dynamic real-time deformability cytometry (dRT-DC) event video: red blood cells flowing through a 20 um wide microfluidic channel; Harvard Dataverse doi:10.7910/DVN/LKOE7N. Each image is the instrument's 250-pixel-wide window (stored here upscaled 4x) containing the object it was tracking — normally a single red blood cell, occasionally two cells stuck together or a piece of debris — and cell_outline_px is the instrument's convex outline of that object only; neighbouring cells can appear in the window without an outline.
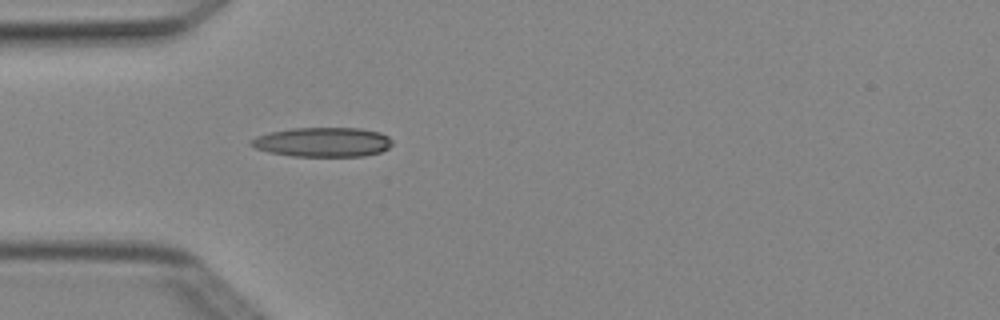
{"species": "Egyptian fruit bat (a non-hibernating species)", "species_latin": "Rousettus aegyptiacus", "temperature_condition": "cold", "stored_images_in_passage": 5, "camera_frame_rate_fps": 3000, "um_per_image_px": 0.085, "animal": {"sex": "female"}, "frame": {"image": 1, "passage_image": 5, "time_ms": 1.333, "image_size_px": [1000, 320], "cell_outline_px": [[392, 144], [388, 148], [380, 152], [364, 156], [292, 156], [268, 152], [256, 148], [248, 144], [248, 140], [256, 136], [272, 132], [292, 128], [360, 128], [380, 132], [388, 136], [392, 140]], "centroid_in_image_um": [27.42, 12.08], "position_along_channel_um": 57.6, "area_um2": 24.33}}